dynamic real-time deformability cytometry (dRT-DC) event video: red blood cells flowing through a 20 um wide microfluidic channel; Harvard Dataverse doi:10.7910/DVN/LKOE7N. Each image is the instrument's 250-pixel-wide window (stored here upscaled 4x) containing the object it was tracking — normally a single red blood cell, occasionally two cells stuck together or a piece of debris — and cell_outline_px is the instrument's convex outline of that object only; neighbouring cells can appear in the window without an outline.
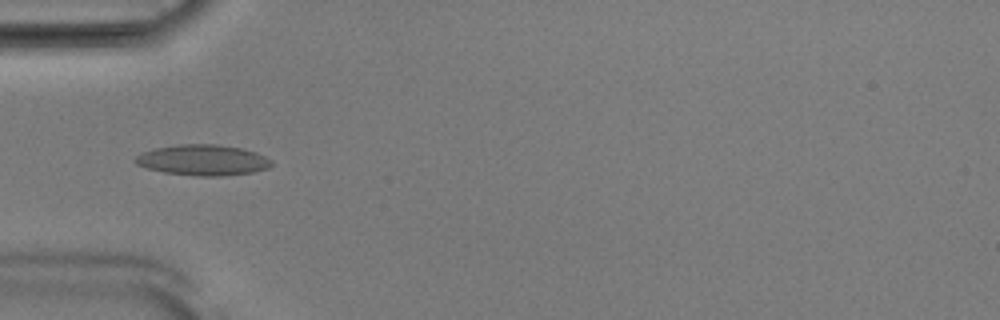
{"species": "Egyptian fruit bat (a non-hibernating species)", "species_latin": "Rousettus aegyptiacus", "temperature_condition": "room temperature", "stored_images_in_passage": 51, "camera_frame_rate_fps": 3000, "um_per_image_px": 0.085, "animal": {"sex": "male"}, "frame": {"image": 1, "passage_image": 16, "time_ms": 5.0, "image_size_px": [1000, 320], "cell_outline_px": [[272, 164], [268, 168], [252, 172], [224, 176], [196, 176], [164, 172], [148, 168], [136, 164], [132, 160], [140, 152], [156, 148], [176, 144], [216, 144], [240, 148], [256, 152], [272, 160]], "centroid_in_image_um": [17.22, 13.6], "position_along_channel_um": 67.8, "area_um2": 24.45}}
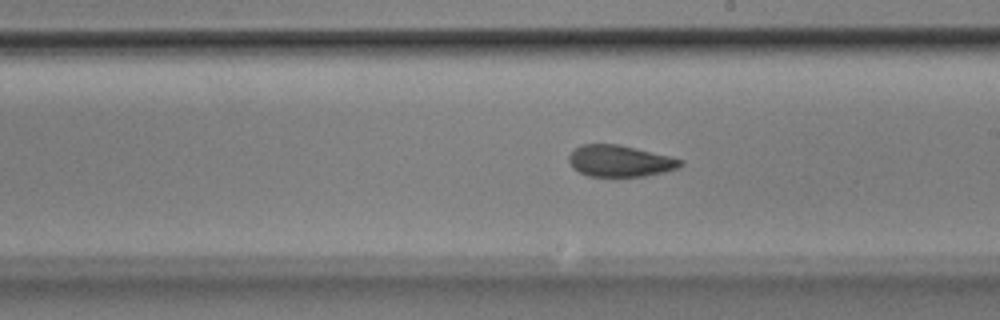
{"frame": {"image": 2, "passage_image": 29, "time_ms": 9.333, "image_size_px": [1000, 320], "cell_outline_px": [[684, 164], [680, 168], [664, 172], [644, 176], [588, 176], [572, 168], [568, 160], [568, 156], [576, 148], [584, 144], [616, 144], [672, 156], [684, 160]], "centroid_in_image_um": [52.73, 13.69], "position_along_channel_um": 236.3, "area_um2": 20.52}}
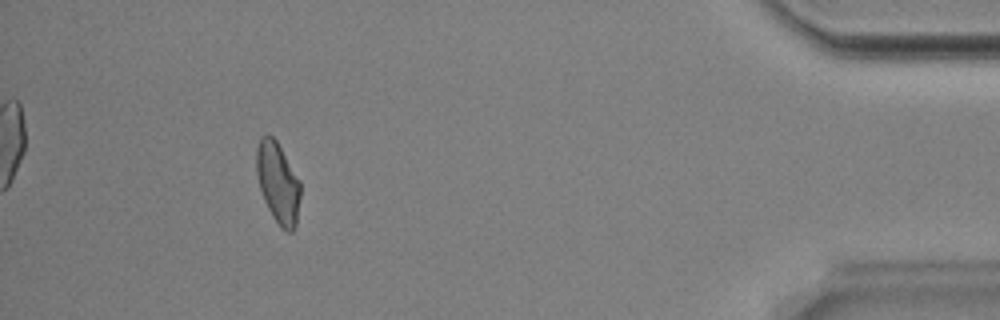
{"frame": {"image": 3, "passage_image": 47, "time_ms": 15.333, "image_size_px": [1000, 320], "cell_outline_px": [[300, 196], [296, 224], [292, 232], [288, 232], [280, 228], [272, 216], [264, 200], [260, 188], [256, 172], [256, 148], [260, 136], [272, 136], [276, 140], [300, 180]], "centroid_in_image_um": [23.62, 15.55], "position_along_channel_um": 411.6, "area_um2": 20.69}, "authors_computed_cell_mechanics": {"area_um2": 21.2126, "velocity_mm_per_s": 3.8929, "shape_relaxation_time_tau1_ms": 6.7603, "shape_relaxation_time_tau2_ms": 2.188, "deformation_change_tau1": 0.1687, "deformation_change_tau2": 0.0797}}